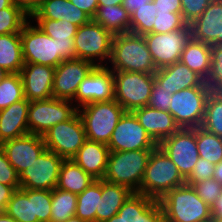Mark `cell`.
Returning a JSON list of instances; mask_svg holds the SVG:
<instances>
[{
    "label": "cell",
    "mask_w": 222,
    "mask_h": 222,
    "mask_svg": "<svg viewBox=\"0 0 222 222\" xmlns=\"http://www.w3.org/2000/svg\"><path fill=\"white\" fill-rule=\"evenodd\" d=\"M79 9L87 13L92 19L98 9V0H70Z\"/></svg>",
    "instance_id": "f5cc1de1"
},
{
    "label": "cell",
    "mask_w": 222,
    "mask_h": 222,
    "mask_svg": "<svg viewBox=\"0 0 222 222\" xmlns=\"http://www.w3.org/2000/svg\"><path fill=\"white\" fill-rule=\"evenodd\" d=\"M201 127L222 137V93L211 91L209 94Z\"/></svg>",
    "instance_id": "e575fe53"
},
{
    "label": "cell",
    "mask_w": 222,
    "mask_h": 222,
    "mask_svg": "<svg viewBox=\"0 0 222 222\" xmlns=\"http://www.w3.org/2000/svg\"><path fill=\"white\" fill-rule=\"evenodd\" d=\"M212 218L218 220L222 218V193L217 197L216 201L211 206Z\"/></svg>",
    "instance_id": "6f0895ef"
},
{
    "label": "cell",
    "mask_w": 222,
    "mask_h": 222,
    "mask_svg": "<svg viewBox=\"0 0 222 222\" xmlns=\"http://www.w3.org/2000/svg\"><path fill=\"white\" fill-rule=\"evenodd\" d=\"M24 64L20 33L0 35V67L7 73H20Z\"/></svg>",
    "instance_id": "83f0119b"
},
{
    "label": "cell",
    "mask_w": 222,
    "mask_h": 222,
    "mask_svg": "<svg viewBox=\"0 0 222 222\" xmlns=\"http://www.w3.org/2000/svg\"><path fill=\"white\" fill-rule=\"evenodd\" d=\"M30 19L66 20L78 27L87 24L92 18L70 0H42L39 9Z\"/></svg>",
    "instance_id": "d4e9b609"
},
{
    "label": "cell",
    "mask_w": 222,
    "mask_h": 222,
    "mask_svg": "<svg viewBox=\"0 0 222 222\" xmlns=\"http://www.w3.org/2000/svg\"><path fill=\"white\" fill-rule=\"evenodd\" d=\"M154 199L140 193H132L123 206L119 209L118 214L125 222H137L138 214H141Z\"/></svg>",
    "instance_id": "60d3db41"
},
{
    "label": "cell",
    "mask_w": 222,
    "mask_h": 222,
    "mask_svg": "<svg viewBox=\"0 0 222 222\" xmlns=\"http://www.w3.org/2000/svg\"><path fill=\"white\" fill-rule=\"evenodd\" d=\"M186 183L176 164L157 146L152 150L140 186V194L160 200L168 191Z\"/></svg>",
    "instance_id": "3957f363"
},
{
    "label": "cell",
    "mask_w": 222,
    "mask_h": 222,
    "mask_svg": "<svg viewBox=\"0 0 222 222\" xmlns=\"http://www.w3.org/2000/svg\"><path fill=\"white\" fill-rule=\"evenodd\" d=\"M216 222H222V218H219L218 220H216Z\"/></svg>",
    "instance_id": "a7ac6f4b"
},
{
    "label": "cell",
    "mask_w": 222,
    "mask_h": 222,
    "mask_svg": "<svg viewBox=\"0 0 222 222\" xmlns=\"http://www.w3.org/2000/svg\"><path fill=\"white\" fill-rule=\"evenodd\" d=\"M12 3L19 7L28 17L31 18L39 9L42 0H12Z\"/></svg>",
    "instance_id": "f907efd6"
},
{
    "label": "cell",
    "mask_w": 222,
    "mask_h": 222,
    "mask_svg": "<svg viewBox=\"0 0 222 222\" xmlns=\"http://www.w3.org/2000/svg\"><path fill=\"white\" fill-rule=\"evenodd\" d=\"M52 191L33 189L34 217L39 222H50L51 218Z\"/></svg>",
    "instance_id": "7bdbcfd3"
},
{
    "label": "cell",
    "mask_w": 222,
    "mask_h": 222,
    "mask_svg": "<svg viewBox=\"0 0 222 222\" xmlns=\"http://www.w3.org/2000/svg\"><path fill=\"white\" fill-rule=\"evenodd\" d=\"M198 196L210 207L222 193V184L214 178H209L191 185Z\"/></svg>",
    "instance_id": "ee69618b"
},
{
    "label": "cell",
    "mask_w": 222,
    "mask_h": 222,
    "mask_svg": "<svg viewBox=\"0 0 222 222\" xmlns=\"http://www.w3.org/2000/svg\"><path fill=\"white\" fill-rule=\"evenodd\" d=\"M189 26L192 39L211 46L222 45V0H212Z\"/></svg>",
    "instance_id": "ffe728a7"
},
{
    "label": "cell",
    "mask_w": 222,
    "mask_h": 222,
    "mask_svg": "<svg viewBox=\"0 0 222 222\" xmlns=\"http://www.w3.org/2000/svg\"><path fill=\"white\" fill-rule=\"evenodd\" d=\"M154 2L151 1L130 15V33L142 35L153 33Z\"/></svg>",
    "instance_id": "ab89813d"
},
{
    "label": "cell",
    "mask_w": 222,
    "mask_h": 222,
    "mask_svg": "<svg viewBox=\"0 0 222 222\" xmlns=\"http://www.w3.org/2000/svg\"><path fill=\"white\" fill-rule=\"evenodd\" d=\"M214 169H215V164L211 163L207 159L199 157L192 173L186 179V184L192 185L193 183H197L212 178Z\"/></svg>",
    "instance_id": "c3c4849f"
},
{
    "label": "cell",
    "mask_w": 222,
    "mask_h": 222,
    "mask_svg": "<svg viewBox=\"0 0 222 222\" xmlns=\"http://www.w3.org/2000/svg\"><path fill=\"white\" fill-rule=\"evenodd\" d=\"M114 100V79L107 66H96L80 83L71 100L78 108L98 101Z\"/></svg>",
    "instance_id": "e0dca14e"
},
{
    "label": "cell",
    "mask_w": 222,
    "mask_h": 222,
    "mask_svg": "<svg viewBox=\"0 0 222 222\" xmlns=\"http://www.w3.org/2000/svg\"><path fill=\"white\" fill-rule=\"evenodd\" d=\"M158 146L176 164L179 173L186 180L199 158L196 128H180L173 135L162 140Z\"/></svg>",
    "instance_id": "4fadbf2b"
},
{
    "label": "cell",
    "mask_w": 222,
    "mask_h": 222,
    "mask_svg": "<svg viewBox=\"0 0 222 222\" xmlns=\"http://www.w3.org/2000/svg\"><path fill=\"white\" fill-rule=\"evenodd\" d=\"M123 0H98V6H106V5H120Z\"/></svg>",
    "instance_id": "91938a15"
},
{
    "label": "cell",
    "mask_w": 222,
    "mask_h": 222,
    "mask_svg": "<svg viewBox=\"0 0 222 222\" xmlns=\"http://www.w3.org/2000/svg\"><path fill=\"white\" fill-rule=\"evenodd\" d=\"M59 57L64 60L76 59L74 40H57Z\"/></svg>",
    "instance_id": "816d5d0a"
},
{
    "label": "cell",
    "mask_w": 222,
    "mask_h": 222,
    "mask_svg": "<svg viewBox=\"0 0 222 222\" xmlns=\"http://www.w3.org/2000/svg\"><path fill=\"white\" fill-rule=\"evenodd\" d=\"M30 19L19 7L12 4L0 10V35L20 33Z\"/></svg>",
    "instance_id": "f35d334b"
},
{
    "label": "cell",
    "mask_w": 222,
    "mask_h": 222,
    "mask_svg": "<svg viewBox=\"0 0 222 222\" xmlns=\"http://www.w3.org/2000/svg\"><path fill=\"white\" fill-rule=\"evenodd\" d=\"M159 203L165 222H202L212 218L211 207L186 183L168 191Z\"/></svg>",
    "instance_id": "7a4b0ae2"
},
{
    "label": "cell",
    "mask_w": 222,
    "mask_h": 222,
    "mask_svg": "<svg viewBox=\"0 0 222 222\" xmlns=\"http://www.w3.org/2000/svg\"><path fill=\"white\" fill-rule=\"evenodd\" d=\"M63 158L45 149L26 170L19 174L20 188L52 191L56 188Z\"/></svg>",
    "instance_id": "9a60e30c"
},
{
    "label": "cell",
    "mask_w": 222,
    "mask_h": 222,
    "mask_svg": "<svg viewBox=\"0 0 222 222\" xmlns=\"http://www.w3.org/2000/svg\"><path fill=\"white\" fill-rule=\"evenodd\" d=\"M211 89L208 86L186 88L173 94L169 113L182 129L201 127L206 102Z\"/></svg>",
    "instance_id": "ba28073f"
},
{
    "label": "cell",
    "mask_w": 222,
    "mask_h": 222,
    "mask_svg": "<svg viewBox=\"0 0 222 222\" xmlns=\"http://www.w3.org/2000/svg\"><path fill=\"white\" fill-rule=\"evenodd\" d=\"M101 199V180H94L82 193L77 195L75 216L85 222H96Z\"/></svg>",
    "instance_id": "1f68e13d"
},
{
    "label": "cell",
    "mask_w": 222,
    "mask_h": 222,
    "mask_svg": "<svg viewBox=\"0 0 222 222\" xmlns=\"http://www.w3.org/2000/svg\"><path fill=\"white\" fill-rule=\"evenodd\" d=\"M137 222H165L159 201L154 200L141 214H138Z\"/></svg>",
    "instance_id": "681fc988"
},
{
    "label": "cell",
    "mask_w": 222,
    "mask_h": 222,
    "mask_svg": "<svg viewBox=\"0 0 222 222\" xmlns=\"http://www.w3.org/2000/svg\"><path fill=\"white\" fill-rule=\"evenodd\" d=\"M155 81L163 88L174 94L186 88L207 86L205 80L185 64L178 61L172 65L157 69Z\"/></svg>",
    "instance_id": "44dd1931"
},
{
    "label": "cell",
    "mask_w": 222,
    "mask_h": 222,
    "mask_svg": "<svg viewBox=\"0 0 222 222\" xmlns=\"http://www.w3.org/2000/svg\"><path fill=\"white\" fill-rule=\"evenodd\" d=\"M64 222H85L84 220H81L79 217L73 216L65 220Z\"/></svg>",
    "instance_id": "e7e4bbea"
},
{
    "label": "cell",
    "mask_w": 222,
    "mask_h": 222,
    "mask_svg": "<svg viewBox=\"0 0 222 222\" xmlns=\"http://www.w3.org/2000/svg\"><path fill=\"white\" fill-rule=\"evenodd\" d=\"M155 5L164 8H174V13H181V0H153Z\"/></svg>",
    "instance_id": "9f6ffc18"
},
{
    "label": "cell",
    "mask_w": 222,
    "mask_h": 222,
    "mask_svg": "<svg viewBox=\"0 0 222 222\" xmlns=\"http://www.w3.org/2000/svg\"><path fill=\"white\" fill-rule=\"evenodd\" d=\"M0 147L18 175L46 149L43 137L31 133L6 140L0 144Z\"/></svg>",
    "instance_id": "ac0fdd59"
},
{
    "label": "cell",
    "mask_w": 222,
    "mask_h": 222,
    "mask_svg": "<svg viewBox=\"0 0 222 222\" xmlns=\"http://www.w3.org/2000/svg\"><path fill=\"white\" fill-rule=\"evenodd\" d=\"M110 152L155 149L158 144L141 126L134 113L125 111L107 145Z\"/></svg>",
    "instance_id": "5bb4252c"
},
{
    "label": "cell",
    "mask_w": 222,
    "mask_h": 222,
    "mask_svg": "<svg viewBox=\"0 0 222 222\" xmlns=\"http://www.w3.org/2000/svg\"><path fill=\"white\" fill-rule=\"evenodd\" d=\"M180 62L206 80L210 72L211 45L191 38L182 51Z\"/></svg>",
    "instance_id": "4316f807"
},
{
    "label": "cell",
    "mask_w": 222,
    "mask_h": 222,
    "mask_svg": "<svg viewBox=\"0 0 222 222\" xmlns=\"http://www.w3.org/2000/svg\"><path fill=\"white\" fill-rule=\"evenodd\" d=\"M77 195L58 188L52 190L50 222H64L75 216Z\"/></svg>",
    "instance_id": "d6a6232c"
},
{
    "label": "cell",
    "mask_w": 222,
    "mask_h": 222,
    "mask_svg": "<svg viewBox=\"0 0 222 222\" xmlns=\"http://www.w3.org/2000/svg\"><path fill=\"white\" fill-rule=\"evenodd\" d=\"M49 37L56 40H74L78 26L66 20L31 19Z\"/></svg>",
    "instance_id": "74e56055"
},
{
    "label": "cell",
    "mask_w": 222,
    "mask_h": 222,
    "mask_svg": "<svg viewBox=\"0 0 222 222\" xmlns=\"http://www.w3.org/2000/svg\"><path fill=\"white\" fill-rule=\"evenodd\" d=\"M173 94L169 90L161 87L155 80L151 90V96L147 104L148 107L162 111H168L171 105Z\"/></svg>",
    "instance_id": "f6af8a7d"
},
{
    "label": "cell",
    "mask_w": 222,
    "mask_h": 222,
    "mask_svg": "<svg viewBox=\"0 0 222 222\" xmlns=\"http://www.w3.org/2000/svg\"><path fill=\"white\" fill-rule=\"evenodd\" d=\"M24 97L29 101L53 97L55 68L41 64H24L21 69Z\"/></svg>",
    "instance_id": "d6986e66"
},
{
    "label": "cell",
    "mask_w": 222,
    "mask_h": 222,
    "mask_svg": "<svg viewBox=\"0 0 222 222\" xmlns=\"http://www.w3.org/2000/svg\"><path fill=\"white\" fill-rule=\"evenodd\" d=\"M12 4V0H0V10L3 8L10 7Z\"/></svg>",
    "instance_id": "be15d7a7"
},
{
    "label": "cell",
    "mask_w": 222,
    "mask_h": 222,
    "mask_svg": "<svg viewBox=\"0 0 222 222\" xmlns=\"http://www.w3.org/2000/svg\"><path fill=\"white\" fill-rule=\"evenodd\" d=\"M205 84L212 92L222 93V45L211 46V65Z\"/></svg>",
    "instance_id": "b9f144b4"
},
{
    "label": "cell",
    "mask_w": 222,
    "mask_h": 222,
    "mask_svg": "<svg viewBox=\"0 0 222 222\" xmlns=\"http://www.w3.org/2000/svg\"><path fill=\"white\" fill-rule=\"evenodd\" d=\"M25 64H41L56 68L63 60L59 57V45L46 35L31 19L20 32Z\"/></svg>",
    "instance_id": "9c48e42d"
},
{
    "label": "cell",
    "mask_w": 222,
    "mask_h": 222,
    "mask_svg": "<svg viewBox=\"0 0 222 222\" xmlns=\"http://www.w3.org/2000/svg\"><path fill=\"white\" fill-rule=\"evenodd\" d=\"M113 34L93 19L78 27L74 37L76 59L107 66L111 57Z\"/></svg>",
    "instance_id": "8992f818"
},
{
    "label": "cell",
    "mask_w": 222,
    "mask_h": 222,
    "mask_svg": "<svg viewBox=\"0 0 222 222\" xmlns=\"http://www.w3.org/2000/svg\"><path fill=\"white\" fill-rule=\"evenodd\" d=\"M156 69L180 61L182 51L192 38L191 28L178 29L168 33H148L144 35Z\"/></svg>",
    "instance_id": "7c38bea8"
},
{
    "label": "cell",
    "mask_w": 222,
    "mask_h": 222,
    "mask_svg": "<svg viewBox=\"0 0 222 222\" xmlns=\"http://www.w3.org/2000/svg\"><path fill=\"white\" fill-rule=\"evenodd\" d=\"M153 149L110 152L104 180L140 193L143 175Z\"/></svg>",
    "instance_id": "277c9868"
},
{
    "label": "cell",
    "mask_w": 222,
    "mask_h": 222,
    "mask_svg": "<svg viewBox=\"0 0 222 222\" xmlns=\"http://www.w3.org/2000/svg\"><path fill=\"white\" fill-rule=\"evenodd\" d=\"M114 100L125 111L147 106L155 80L154 74L143 72L112 71Z\"/></svg>",
    "instance_id": "52a82bcc"
},
{
    "label": "cell",
    "mask_w": 222,
    "mask_h": 222,
    "mask_svg": "<svg viewBox=\"0 0 222 222\" xmlns=\"http://www.w3.org/2000/svg\"><path fill=\"white\" fill-rule=\"evenodd\" d=\"M153 0H123L122 5L131 15L136 9L141 8Z\"/></svg>",
    "instance_id": "11a10c76"
},
{
    "label": "cell",
    "mask_w": 222,
    "mask_h": 222,
    "mask_svg": "<svg viewBox=\"0 0 222 222\" xmlns=\"http://www.w3.org/2000/svg\"><path fill=\"white\" fill-rule=\"evenodd\" d=\"M212 178L222 184V161H220L218 164H215V169Z\"/></svg>",
    "instance_id": "680465c9"
},
{
    "label": "cell",
    "mask_w": 222,
    "mask_h": 222,
    "mask_svg": "<svg viewBox=\"0 0 222 222\" xmlns=\"http://www.w3.org/2000/svg\"><path fill=\"white\" fill-rule=\"evenodd\" d=\"M187 26L182 13H174V8L159 7L154 3L153 33H168Z\"/></svg>",
    "instance_id": "d590c367"
},
{
    "label": "cell",
    "mask_w": 222,
    "mask_h": 222,
    "mask_svg": "<svg viewBox=\"0 0 222 222\" xmlns=\"http://www.w3.org/2000/svg\"><path fill=\"white\" fill-rule=\"evenodd\" d=\"M104 222H125L124 219L117 213L112 216L110 219L105 220Z\"/></svg>",
    "instance_id": "6125c7cd"
},
{
    "label": "cell",
    "mask_w": 222,
    "mask_h": 222,
    "mask_svg": "<svg viewBox=\"0 0 222 222\" xmlns=\"http://www.w3.org/2000/svg\"><path fill=\"white\" fill-rule=\"evenodd\" d=\"M133 192L125 186L101 180V199L96 222H104L116 215Z\"/></svg>",
    "instance_id": "484cf974"
},
{
    "label": "cell",
    "mask_w": 222,
    "mask_h": 222,
    "mask_svg": "<svg viewBox=\"0 0 222 222\" xmlns=\"http://www.w3.org/2000/svg\"><path fill=\"white\" fill-rule=\"evenodd\" d=\"M5 212L18 222H39L38 218L34 217L33 189H16Z\"/></svg>",
    "instance_id": "4dcf8cb0"
},
{
    "label": "cell",
    "mask_w": 222,
    "mask_h": 222,
    "mask_svg": "<svg viewBox=\"0 0 222 222\" xmlns=\"http://www.w3.org/2000/svg\"><path fill=\"white\" fill-rule=\"evenodd\" d=\"M109 153V147L106 144L86 140L72 160L95 180H102Z\"/></svg>",
    "instance_id": "cb8c5ba5"
},
{
    "label": "cell",
    "mask_w": 222,
    "mask_h": 222,
    "mask_svg": "<svg viewBox=\"0 0 222 222\" xmlns=\"http://www.w3.org/2000/svg\"><path fill=\"white\" fill-rule=\"evenodd\" d=\"M78 107L71 100L51 97L31 101L28 108L29 133L43 136L58 123L71 119Z\"/></svg>",
    "instance_id": "30bf717a"
},
{
    "label": "cell",
    "mask_w": 222,
    "mask_h": 222,
    "mask_svg": "<svg viewBox=\"0 0 222 222\" xmlns=\"http://www.w3.org/2000/svg\"><path fill=\"white\" fill-rule=\"evenodd\" d=\"M124 108L115 100L98 101L78 108L87 140L108 145Z\"/></svg>",
    "instance_id": "5b68a950"
},
{
    "label": "cell",
    "mask_w": 222,
    "mask_h": 222,
    "mask_svg": "<svg viewBox=\"0 0 222 222\" xmlns=\"http://www.w3.org/2000/svg\"><path fill=\"white\" fill-rule=\"evenodd\" d=\"M15 189L12 186L0 183V211L5 212L8 201L11 199Z\"/></svg>",
    "instance_id": "db71d44e"
},
{
    "label": "cell",
    "mask_w": 222,
    "mask_h": 222,
    "mask_svg": "<svg viewBox=\"0 0 222 222\" xmlns=\"http://www.w3.org/2000/svg\"><path fill=\"white\" fill-rule=\"evenodd\" d=\"M42 137L46 149L64 160L72 159L87 140L78 112L71 119L50 128Z\"/></svg>",
    "instance_id": "8fae6325"
},
{
    "label": "cell",
    "mask_w": 222,
    "mask_h": 222,
    "mask_svg": "<svg viewBox=\"0 0 222 222\" xmlns=\"http://www.w3.org/2000/svg\"><path fill=\"white\" fill-rule=\"evenodd\" d=\"M96 66L87 60L62 61L56 68L53 80V97L72 100L80 83Z\"/></svg>",
    "instance_id": "2e32d148"
},
{
    "label": "cell",
    "mask_w": 222,
    "mask_h": 222,
    "mask_svg": "<svg viewBox=\"0 0 222 222\" xmlns=\"http://www.w3.org/2000/svg\"><path fill=\"white\" fill-rule=\"evenodd\" d=\"M30 102L24 98L0 110V144L29 134L28 108Z\"/></svg>",
    "instance_id": "603a6c76"
},
{
    "label": "cell",
    "mask_w": 222,
    "mask_h": 222,
    "mask_svg": "<svg viewBox=\"0 0 222 222\" xmlns=\"http://www.w3.org/2000/svg\"><path fill=\"white\" fill-rule=\"evenodd\" d=\"M0 222H18L13 217L9 216L6 212H0Z\"/></svg>",
    "instance_id": "94428289"
},
{
    "label": "cell",
    "mask_w": 222,
    "mask_h": 222,
    "mask_svg": "<svg viewBox=\"0 0 222 222\" xmlns=\"http://www.w3.org/2000/svg\"><path fill=\"white\" fill-rule=\"evenodd\" d=\"M0 183L12 186L15 190L20 188L19 175L8 161L0 147Z\"/></svg>",
    "instance_id": "7dc6e473"
},
{
    "label": "cell",
    "mask_w": 222,
    "mask_h": 222,
    "mask_svg": "<svg viewBox=\"0 0 222 222\" xmlns=\"http://www.w3.org/2000/svg\"><path fill=\"white\" fill-rule=\"evenodd\" d=\"M95 179L87 174L72 159L64 160L60 167L56 188L74 193H82Z\"/></svg>",
    "instance_id": "f1b7e54d"
},
{
    "label": "cell",
    "mask_w": 222,
    "mask_h": 222,
    "mask_svg": "<svg viewBox=\"0 0 222 222\" xmlns=\"http://www.w3.org/2000/svg\"><path fill=\"white\" fill-rule=\"evenodd\" d=\"M93 20L113 35L130 32V14L122 4L98 6Z\"/></svg>",
    "instance_id": "f546056e"
},
{
    "label": "cell",
    "mask_w": 222,
    "mask_h": 222,
    "mask_svg": "<svg viewBox=\"0 0 222 222\" xmlns=\"http://www.w3.org/2000/svg\"><path fill=\"white\" fill-rule=\"evenodd\" d=\"M202 222H216V220L214 218H210L209 220L202 221Z\"/></svg>",
    "instance_id": "003e7915"
},
{
    "label": "cell",
    "mask_w": 222,
    "mask_h": 222,
    "mask_svg": "<svg viewBox=\"0 0 222 222\" xmlns=\"http://www.w3.org/2000/svg\"><path fill=\"white\" fill-rule=\"evenodd\" d=\"M6 75H8V73L0 67V83Z\"/></svg>",
    "instance_id": "03108f58"
},
{
    "label": "cell",
    "mask_w": 222,
    "mask_h": 222,
    "mask_svg": "<svg viewBox=\"0 0 222 222\" xmlns=\"http://www.w3.org/2000/svg\"><path fill=\"white\" fill-rule=\"evenodd\" d=\"M24 98L21 74L8 73L0 83V110Z\"/></svg>",
    "instance_id": "8d00e7d4"
},
{
    "label": "cell",
    "mask_w": 222,
    "mask_h": 222,
    "mask_svg": "<svg viewBox=\"0 0 222 222\" xmlns=\"http://www.w3.org/2000/svg\"><path fill=\"white\" fill-rule=\"evenodd\" d=\"M107 67L112 71L147 74H154L157 71L144 36L130 32L113 36L111 57Z\"/></svg>",
    "instance_id": "6da1fadb"
},
{
    "label": "cell",
    "mask_w": 222,
    "mask_h": 222,
    "mask_svg": "<svg viewBox=\"0 0 222 222\" xmlns=\"http://www.w3.org/2000/svg\"><path fill=\"white\" fill-rule=\"evenodd\" d=\"M212 0H181V13L189 25L196 20L208 7Z\"/></svg>",
    "instance_id": "bcb514c9"
},
{
    "label": "cell",
    "mask_w": 222,
    "mask_h": 222,
    "mask_svg": "<svg viewBox=\"0 0 222 222\" xmlns=\"http://www.w3.org/2000/svg\"><path fill=\"white\" fill-rule=\"evenodd\" d=\"M196 142L200 158L207 159L213 164L222 161V137L197 127Z\"/></svg>",
    "instance_id": "836d02e7"
},
{
    "label": "cell",
    "mask_w": 222,
    "mask_h": 222,
    "mask_svg": "<svg viewBox=\"0 0 222 222\" xmlns=\"http://www.w3.org/2000/svg\"><path fill=\"white\" fill-rule=\"evenodd\" d=\"M132 112L141 126L157 144L180 129L174 117L168 111L144 106Z\"/></svg>",
    "instance_id": "7402d4cb"
}]
</instances>
